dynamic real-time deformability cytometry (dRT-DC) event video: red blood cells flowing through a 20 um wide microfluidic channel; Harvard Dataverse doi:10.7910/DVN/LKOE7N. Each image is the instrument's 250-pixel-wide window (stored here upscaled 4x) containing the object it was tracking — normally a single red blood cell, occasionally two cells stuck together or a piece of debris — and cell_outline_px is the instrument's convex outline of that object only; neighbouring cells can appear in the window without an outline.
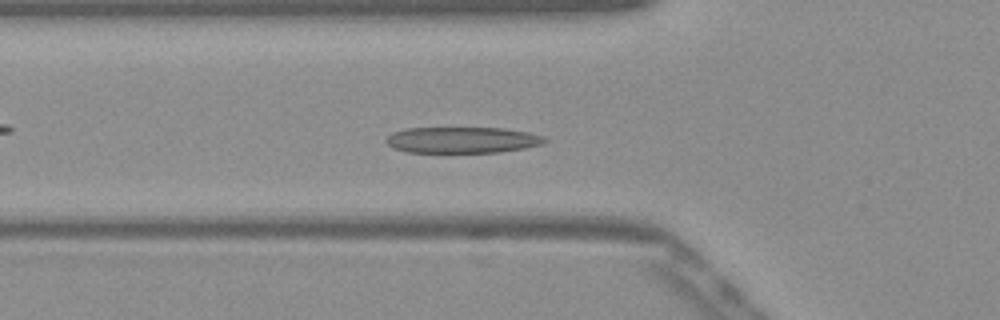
{"species": "Egyptian fruit bat (a non-hibernating species)", "species_latin": "Rousettus aegyptiacus", "temperature_condition": "warm", "stored_images_in_passage": 51, "camera_frame_rate_fps": 3000, "um_per_image_px": 0.085, "frame": {"image": 1, "passage_image": 17, "time_ms": 5.333, "image_size_px": [1000, 320], "cell_outline_px": [[548, 140], [540, 144], [524, 148], [500, 152], [408, 152], [392, 148], [384, 140], [392, 132], [404, 128], [504, 128], [528, 132], [544, 136]], "centroid_in_image_um": [39.26, 11.89], "position_along_channel_um": 86.5, "area_um2": 24.16}}
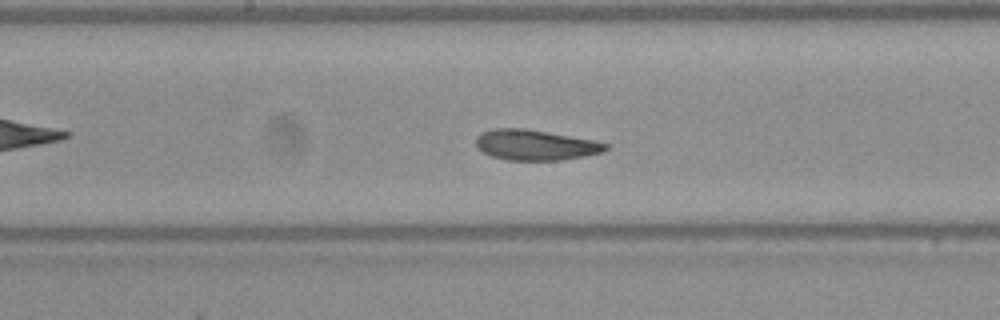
{"frame": {"image": 2, "passage_image": 26, "time_ms": 8.333, "image_size_px": [1000, 320], "cell_outline_px": [[608, 148], [604, 152], [584, 156], [560, 160], [508, 160], [492, 156], [476, 148], [476, 136], [480, 132], [492, 128], [524, 128], [596, 140], [608, 144]], "centroid_in_image_um": [45.49, 12.31], "position_along_channel_um": 202.7, "area_um2": 23.18}}
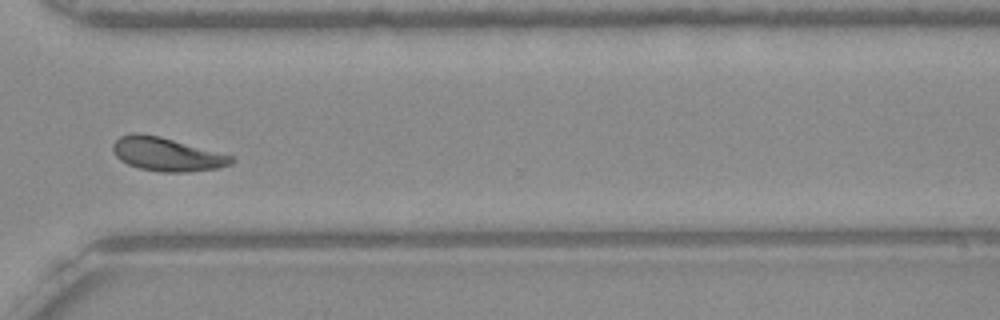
{"frame": {"image": 3, "passage_image": 38, "time_ms": 12.333, "image_size_px": [1000, 320], "cell_outline_px": [[236, 160], [232, 164], [220, 168], [188, 172], [160, 172], [140, 168], [128, 164], [120, 160], [116, 156], [112, 148], [112, 144], [120, 136], [132, 132], [136, 132], [160, 136], [232, 156]], "centroid_in_image_um": [14.17, 13.11], "position_along_channel_um": 356.4, "area_um2": 23.18}, "authors_computed_cell_mechanics": {"area_um2": 23.409, "velocity_mm_per_s": 3.8391, "shape_relaxation_time_tau1_ms": 3.5676, "shape_relaxation_time_tau2_ms": 1.8296, "deformation_change_tau1": 0.1642, "deformation_change_tau2": 0.0597}}